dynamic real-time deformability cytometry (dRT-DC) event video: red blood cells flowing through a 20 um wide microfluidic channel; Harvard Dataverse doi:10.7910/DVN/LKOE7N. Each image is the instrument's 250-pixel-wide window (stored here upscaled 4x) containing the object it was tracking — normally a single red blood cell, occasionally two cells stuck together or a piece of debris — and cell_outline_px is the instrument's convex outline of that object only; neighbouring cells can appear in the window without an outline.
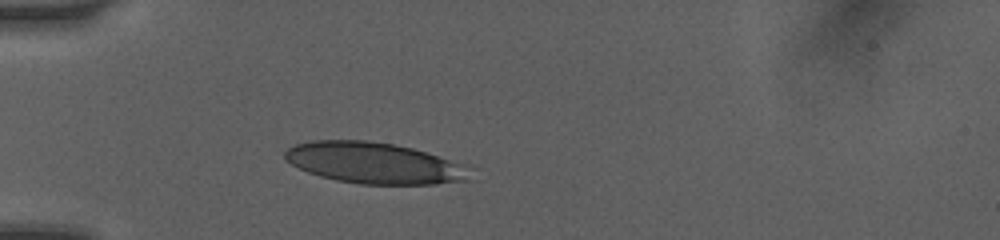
{"species": "human", "species_latin": "Homo sapiens", "temperature_condition": "room temperature", "stored_images_in_passage": 4, "camera_frame_rate_fps": 3000, "um_per_image_px": 0.085, "donor": {"sex": "female"}, "frame": {"image": 1, "passage_image": 2, "time_ms": 1.0, "image_size_px": [1000, 240], "cell_outline_px": [[476, 180], [436, 184], [360, 184], [336, 180], [320, 176], [308, 172], [284, 160], [284, 152], [288, 148], [296, 144], [312, 140], [364, 140], [392, 144], [412, 148], [436, 156], [452, 164]], "centroid_in_image_um": [31.64, 13.86], "position_along_channel_um": 53.4, "area_um2": 43.35}}
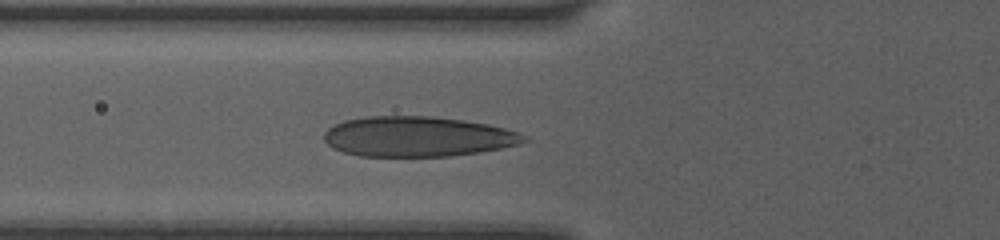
{"frame": {"image": 2, "passage_image": 4, "time_ms": 2.333, "image_size_px": [1000, 240], "cell_outline_px": [[532, 140], [520, 144], [480, 152], [448, 156], [360, 156], [344, 152], [332, 148], [324, 140], [324, 132], [328, 128], [344, 120], [368, 116], [432, 116], [464, 120], [488, 124], [504, 128], [528, 136]], "centroid_in_image_um": [35.51, 11.61], "position_along_channel_um": 90.3, "area_um2": 46.93}}